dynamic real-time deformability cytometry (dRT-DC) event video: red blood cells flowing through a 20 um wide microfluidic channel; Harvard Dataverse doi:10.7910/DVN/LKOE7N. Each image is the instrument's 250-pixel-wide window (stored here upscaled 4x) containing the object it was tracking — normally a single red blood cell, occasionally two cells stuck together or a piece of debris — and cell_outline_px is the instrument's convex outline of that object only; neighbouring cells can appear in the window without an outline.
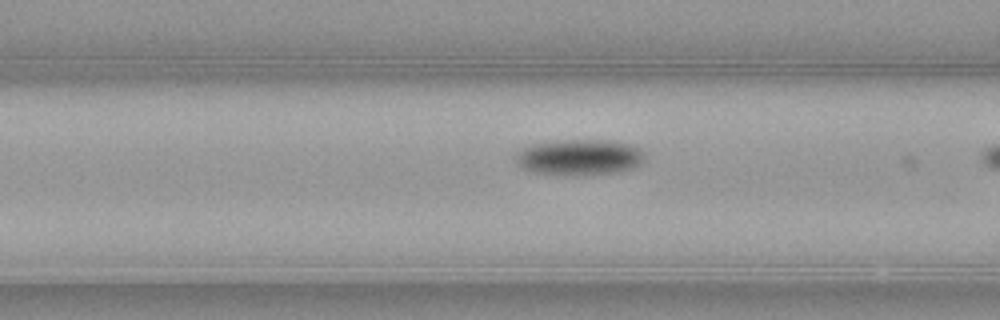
{"species": "common noctule bat (a hibernating species)", "species_latin": "Nyctalus noctula", "temperature_condition": "warm", "stored_images_in_passage": 16, "camera_frame_rate_fps": 3000, "um_per_image_px": 0.085, "animal": {"sex": "female", "body_mass_g": 21.9}, "frame": {"image": 1, "passage_image": 15, "time_ms": 4.667, "image_size_px": [1000, 320], "cell_outline_px": [[644, 160], [636, 168], [620, 172], [580, 176], [576, 176], [536, 172], [520, 168], [516, 164], [516, 152], [532, 144], [556, 140], [612, 140], [628, 144], [640, 148], [644, 152]], "centroid_in_image_um": [49.27, 13.37], "position_along_channel_um": 117.3, "area_um2": 27.46}}